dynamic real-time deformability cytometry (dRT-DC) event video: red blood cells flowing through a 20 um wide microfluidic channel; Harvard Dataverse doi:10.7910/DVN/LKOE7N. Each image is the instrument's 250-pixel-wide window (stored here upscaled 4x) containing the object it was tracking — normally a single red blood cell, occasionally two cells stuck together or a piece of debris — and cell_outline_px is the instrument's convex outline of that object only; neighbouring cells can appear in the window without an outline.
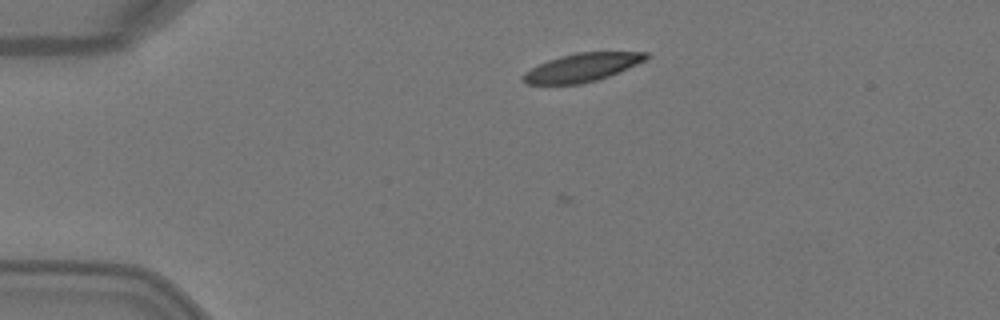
{"species": "Egyptian fruit bat (a non-hibernating species)", "species_latin": "Rousettus aegyptiacus", "temperature_condition": "warm", "stored_images_in_passage": 3, "camera_frame_rate_fps": 3000, "um_per_image_px": 0.085, "animal": {"sex": "female"}, "frame": {"image": 1, "passage_image": 2, "time_ms": 0.333, "image_size_px": [1000, 320], "cell_outline_px": [[652, 56], [636, 64], [608, 76], [596, 80], [580, 84], [524, 84], [520, 80], [524, 72], [548, 60], [560, 56], [576, 52], [648, 52]], "centroid_in_image_um": [49.44, 5.73], "position_along_channel_um": 35.6, "area_um2": 20.17}}